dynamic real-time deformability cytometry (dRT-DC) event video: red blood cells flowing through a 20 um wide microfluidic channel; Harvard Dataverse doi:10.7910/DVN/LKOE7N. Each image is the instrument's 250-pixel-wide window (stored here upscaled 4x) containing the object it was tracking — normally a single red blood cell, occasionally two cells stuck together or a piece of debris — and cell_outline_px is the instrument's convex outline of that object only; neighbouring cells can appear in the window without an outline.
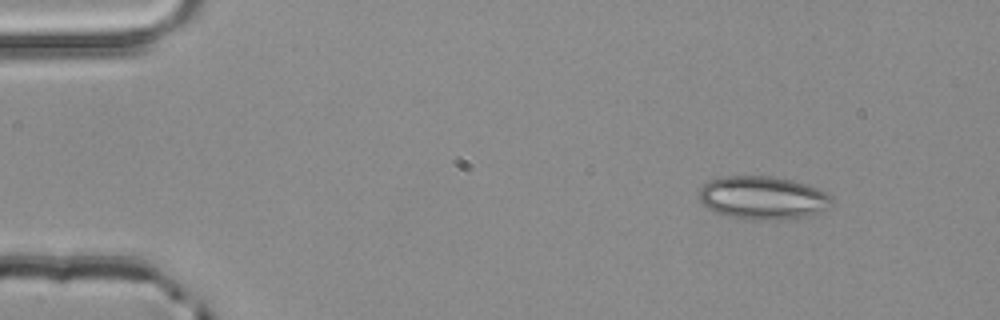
{"species": "common noctule bat (a hibernating species)", "species_latin": "Nyctalus noctula", "temperature_condition": "room temperature", "stored_images_in_passage": 3, "camera_frame_rate_fps": 3000, "um_per_image_px": 0.085, "animal": {"sex": "male", "body_mass_g": 20.4}, "frame": {"image": 1, "passage_image": 1, "time_ms": 0.0, "image_size_px": [1000, 320], "cell_outline_px": [[832, 204], [828, 208], [812, 216], [784, 220], [752, 220], [728, 216], [716, 212], [708, 208], [700, 200], [700, 188], [708, 180], [720, 176], [772, 176], [792, 180], [808, 184], [832, 196]], "centroid_in_image_um": [64.87, 16.82], "position_along_channel_um": 20.1, "area_um2": 33.81}}